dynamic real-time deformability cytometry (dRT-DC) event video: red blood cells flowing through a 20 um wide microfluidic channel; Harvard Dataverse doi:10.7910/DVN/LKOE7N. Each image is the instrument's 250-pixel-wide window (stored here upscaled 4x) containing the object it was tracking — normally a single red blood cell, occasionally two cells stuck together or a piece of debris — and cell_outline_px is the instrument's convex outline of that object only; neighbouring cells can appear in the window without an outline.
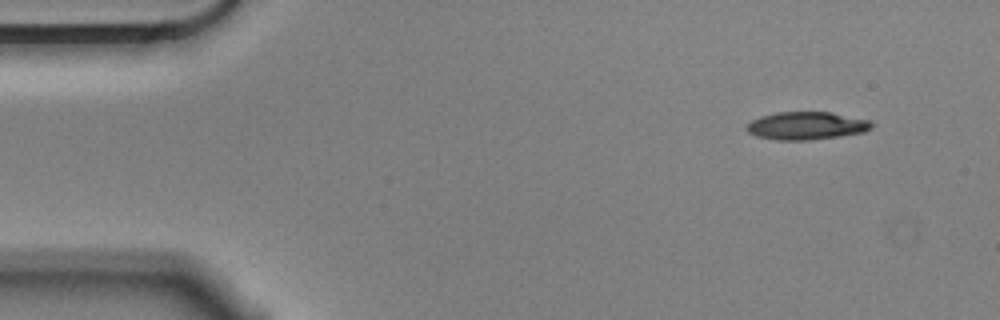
{"species": "Egyptian fruit bat (a non-hibernating species)", "species_latin": "Rousettus aegyptiacus", "temperature_condition": "cold", "stored_images_in_passage": 52, "camera_frame_rate_fps": 3000, "um_per_image_px": 0.085, "animal": {"sex": "male"}, "frame": {"image": 1, "passage_image": 1, "time_ms": 0.0, "image_size_px": [1000, 320], "cell_outline_px": [[872, 128], [864, 132], [808, 140], [776, 140], [756, 136], [748, 132], [744, 128], [752, 120], [760, 116], [776, 112], [832, 112], [872, 120]], "centroid_in_image_um": [68.54, 10.68], "position_along_channel_um": 16.5, "area_um2": 20.35}}
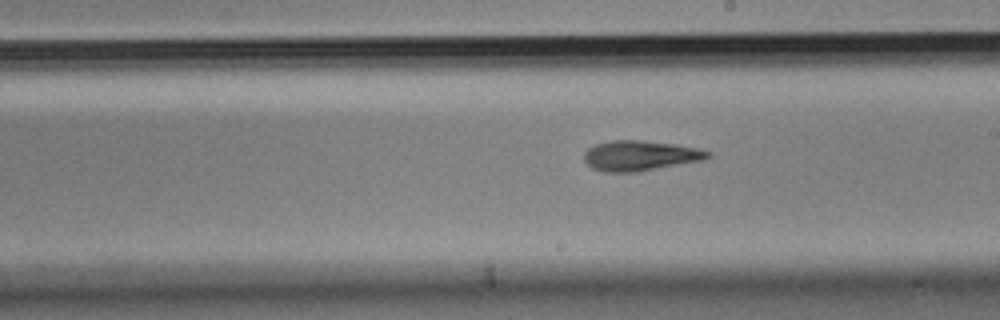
{"frame": {"image": 2, "passage_image": 27, "time_ms": 8.667, "image_size_px": [1000, 320], "cell_outline_px": [[712, 156], [704, 160], [636, 172], [604, 172], [592, 168], [584, 160], [584, 152], [588, 148], [596, 144], [612, 140], [640, 140], [672, 144], [700, 148], [712, 152]], "centroid_in_image_um": [54.43, 13.23], "position_along_channel_um": 234.6, "area_um2": 21.79}}
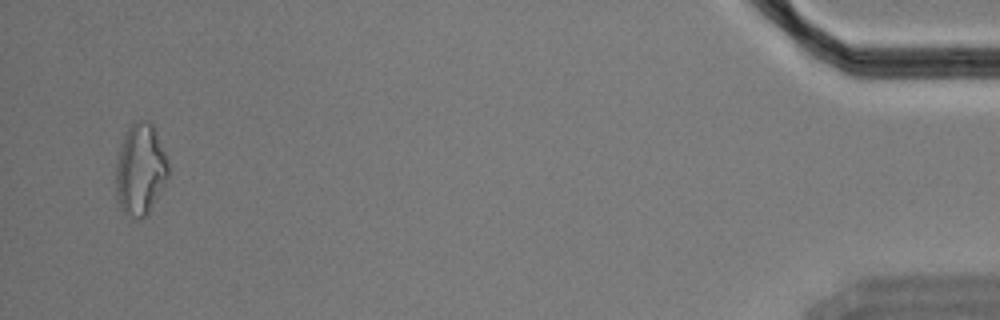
{"frame": {"image": 3, "passage_image": 50, "time_ms": 16.333, "image_size_px": [1000, 320], "cell_outline_px": [[168, 176], [148, 212], [140, 220], [128, 216], [120, 208], [116, 200], [116, 164], [120, 148], [124, 136], [128, 128], [136, 120], [148, 120], [152, 124], [156, 132], [168, 160]], "centroid_in_image_um": [11.91, 14.41], "position_along_channel_um": 423.3, "area_um2": 27.69}, "authors_computed_cell_mechanics": {"area_um2": 21.7328, "velocity_mm_per_s": 3.5661, "shape_relaxation_time_tau1_ms": 6.0376, "shape_relaxation_time_tau2_ms": 6.2985, "deformation_change_tau1": 0.1729, "deformation_change_tau2": 0.1813}}